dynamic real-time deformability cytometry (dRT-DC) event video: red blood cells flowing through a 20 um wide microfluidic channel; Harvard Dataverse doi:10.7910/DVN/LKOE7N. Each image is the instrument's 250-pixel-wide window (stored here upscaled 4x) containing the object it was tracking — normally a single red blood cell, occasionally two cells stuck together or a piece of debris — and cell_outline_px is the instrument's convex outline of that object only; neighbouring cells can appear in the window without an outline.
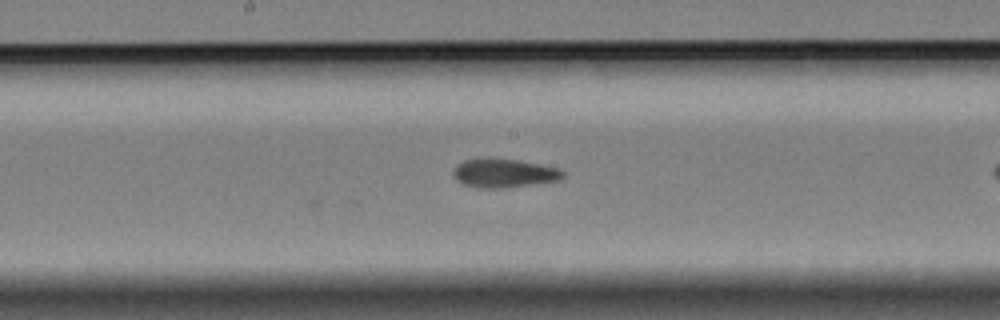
{"species": "Egyptian fruit bat (a non-hibernating species)", "species_latin": "Rousettus aegyptiacus", "temperature_condition": "cold", "stored_images_in_passage": 27, "segment_of_instrument_passage": [2, 2], "camera_frame_rate_fps": 3000, "um_per_image_px": 0.085, "animal": {"sex": "female"}, "frame": {"image": 1, "passage_image": 27, "time_ms": 8.667, "image_size_px": [1000, 320], "cell_outline_px": [[564, 176], [560, 180], [500, 188], [480, 188], [464, 184], [456, 180], [452, 172], [456, 164], [464, 160], [516, 160], [540, 164], [556, 168], [564, 172]], "centroid_in_image_um": [42.82, 14.74], "position_along_channel_um": 205.4, "area_um2": 17.74}}